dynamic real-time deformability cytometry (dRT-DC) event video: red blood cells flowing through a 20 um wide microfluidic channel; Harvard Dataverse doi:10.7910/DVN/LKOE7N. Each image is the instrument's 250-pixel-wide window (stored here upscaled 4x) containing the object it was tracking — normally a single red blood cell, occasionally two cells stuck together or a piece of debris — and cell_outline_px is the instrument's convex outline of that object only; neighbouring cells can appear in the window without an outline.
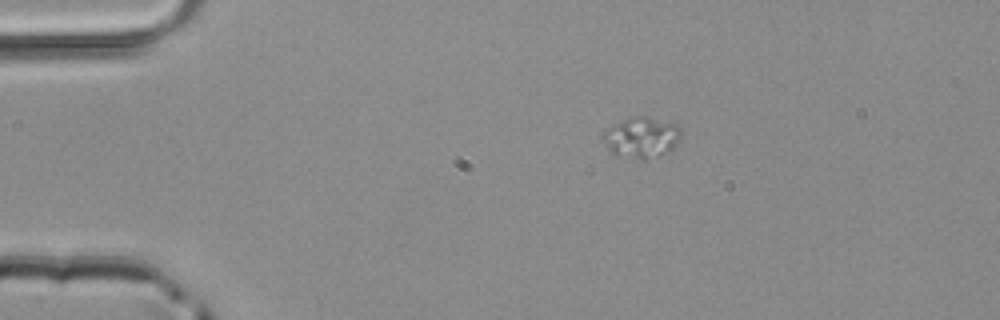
{"species": "common noctule bat (a hibernating species)", "species_latin": "Nyctalus noctula", "temperature_condition": "room temperature", "stored_images_in_passage": 40, "camera_frame_rate_fps": 3000, "um_per_image_px": 0.085, "animal": {"sex": "male", "body_mass_g": 20.4}, "frame": {"image": 1, "passage_image": 1, "time_ms": 0.0, "image_size_px": [1000, 320], "cell_outline_px": [[680, 136], [672, 152], [644, 160], [636, 160], [616, 156], [612, 152], [600, 136], [608, 128], [632, 116], [648, 116], [676, 124], [680, 128]], "centroid_in_image_um": [54.54, 11.71], "position_along_channel_um": 30.5, "area_um2": 18.79}}
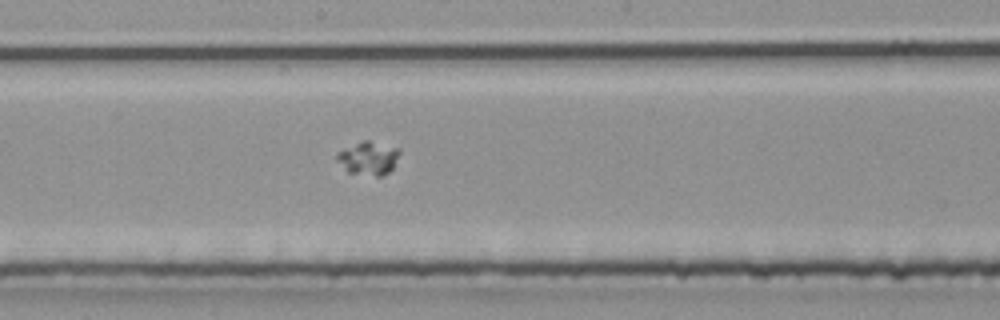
{"frame": {"image": 2, "passage_image": 18, "time_ms": 5.667, "image_size_px": [1000, 320], "cell_outline_px": [[400, 152], [392, 168], [388, 172], [380, 176], [376, 176], [348, 172], [336, 160], [336, 152], [344, 148], [364, 140], [368, 140], [400, 148]], "centroid_in_image_um": [31.3, 13.43], "position_along_channel_um": 216.9, "area_um2": 12.08}}
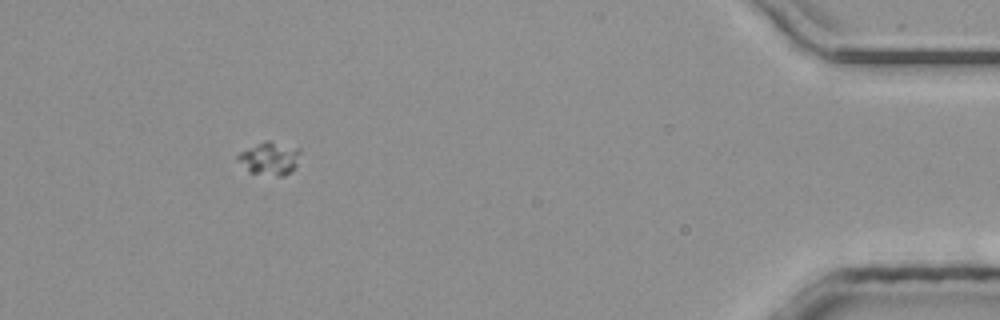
{"frame": {"image": 3, "passage_image": 36, "time_ms": 11.667, "image_size_px": [1000, 320], "cell_outline_px": [[300, 152], [296, 168], [292, 172], [284, 176], [276, 176], [248, 172], [236, 160], [236, 156], [240, 152], [264, 140], [272, 140], [300, 148]], "centroid_in_image_um": [22.93, 13.46], "position_along_channel_um": 412.3, "area_um2": 12.37}}